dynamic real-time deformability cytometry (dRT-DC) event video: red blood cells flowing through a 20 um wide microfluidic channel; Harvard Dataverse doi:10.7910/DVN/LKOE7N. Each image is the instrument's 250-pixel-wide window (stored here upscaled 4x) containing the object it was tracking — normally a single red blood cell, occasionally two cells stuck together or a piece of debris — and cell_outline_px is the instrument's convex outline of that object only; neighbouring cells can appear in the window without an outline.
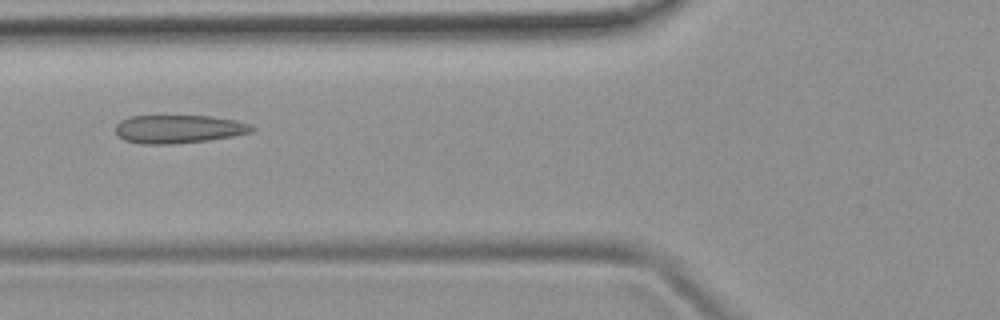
{"species": "common noctule bat (a hibernating species)", "species_latin": "Nyctalus noctula", "temperature_condition": "room temperature", "stored_images_in_passage": 6, "camera_frame_rate_fps": 3000, "um_per_image_px": 0.085, "animal": {"sex": "female", "body_mass_g": 19.9}, "frame": {"image": 1, "passage_image": 6, "time_ms": 6.0, "image_size_px": [1000, 320], "cell_outline_px": [[256, 128], [252, 132], [232, 136], [208, 140], [172, 144], [144, 144], [124, 140], [116, 132], [116, 124], [120, 120], [132, 116], [212, 116], [236, 120], [248, 124]], "centroid_in_image_um": [15.19, 10.96], "position_along_channel_um": 110.6, "area_um2": 22.37}}